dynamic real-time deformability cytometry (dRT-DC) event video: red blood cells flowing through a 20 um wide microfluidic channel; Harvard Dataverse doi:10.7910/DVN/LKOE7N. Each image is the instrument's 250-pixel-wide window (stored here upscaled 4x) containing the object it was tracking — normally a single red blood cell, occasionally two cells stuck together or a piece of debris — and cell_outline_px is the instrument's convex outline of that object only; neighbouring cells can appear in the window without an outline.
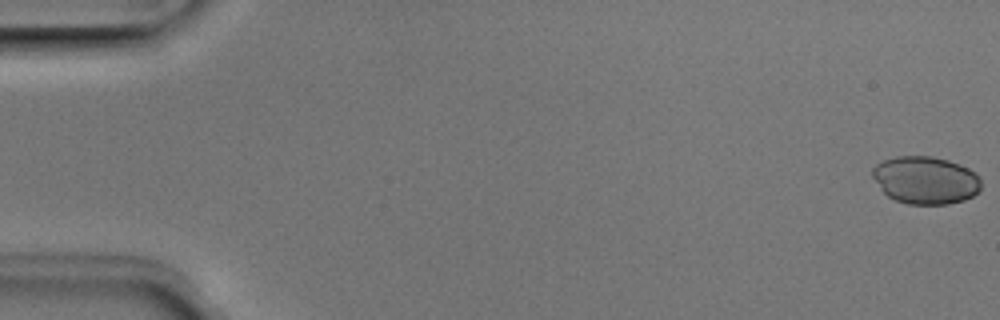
{"species": "Egyptian fruit bat (a non-hibernating species)", "species_latin": "Rousettus aegyptiacus", "temperature_condition": "room temperature", "stored_images_in_passage": 51, "camera_frame_rate_fps": 3000, "um_per_image_px": 0.085, "animal": {"sex": "male"}, "frame": {"image": 1, "passage_image": 1, "time_ms": 0.0, "image_size_px": [1000, 320], "cell_outline_px": [[980, 188], [972, 196], [964, 200], [948, 204], [908, 204], [896, 200], [888, 196], [884, 192], [872, 176], [872, 168], [876, 164], [884, 160], [896, 156], [932, 156], [948, 160], [960, 164], [968, 168], [980, 176]], "centroid_in_image_um": [78.67, 15.3], "position_along_channel_um": 6.3, "area_um2": 30.11}}
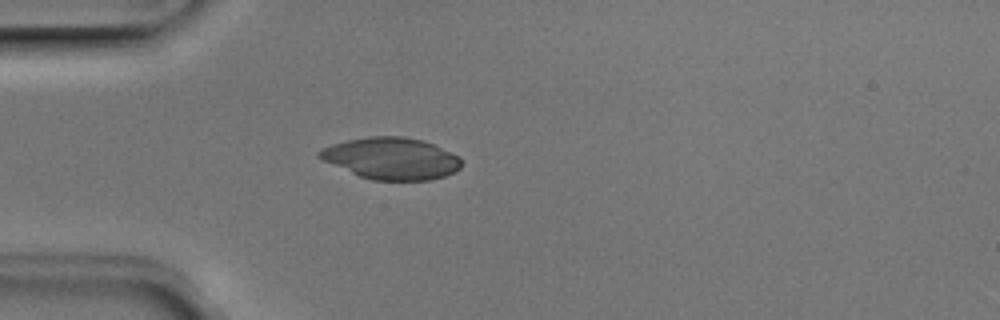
{"frame": {"image": 2, "passage_image": 15, "time_ms": 4.667, "image_size_px": [1000, 320], "cell_outline_px": [[460, 168], [456, 172], [444, 176], [428, 180], [372, 180], [360, 176], [324, 160], [316, 156], [316, 152], [320, 148], [332, 144], [348, 140], [368, 136], [404, 136], [424, 140], [460, 156]], "centroid_in_image_um": [33.27, 13.45], "position_along_channel_um": 51.7, "area_um2": 34.51}}
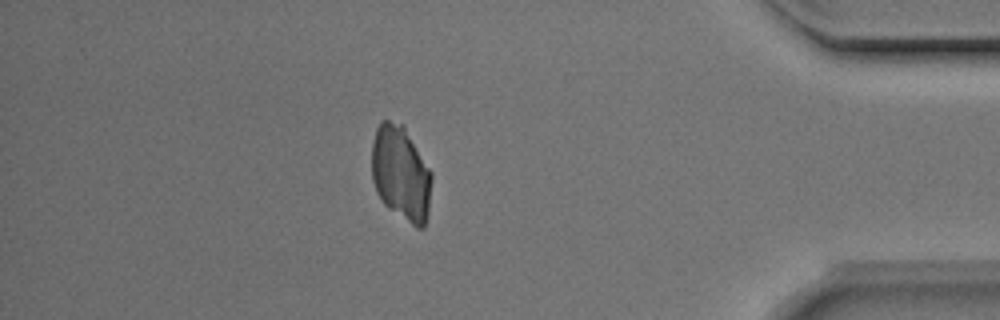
{"frame": {"image": 3, "passage_image": 45, "time_ms": 14.667, "image_size_px": [1000, 320], "cell_outline_px": [[432, 180], [428, 212], [424, 228], [416, 228], [388, 208], [380, 200], [376, 192], [372, 180], [372, 144], [376, 128], [380, 120], [388, 120], [404, 124], [432, 172]], "centroid_in_image_um": [34.08, 14.72], "position_along_channel_um": 401.1, "area_um2": 33.64}}